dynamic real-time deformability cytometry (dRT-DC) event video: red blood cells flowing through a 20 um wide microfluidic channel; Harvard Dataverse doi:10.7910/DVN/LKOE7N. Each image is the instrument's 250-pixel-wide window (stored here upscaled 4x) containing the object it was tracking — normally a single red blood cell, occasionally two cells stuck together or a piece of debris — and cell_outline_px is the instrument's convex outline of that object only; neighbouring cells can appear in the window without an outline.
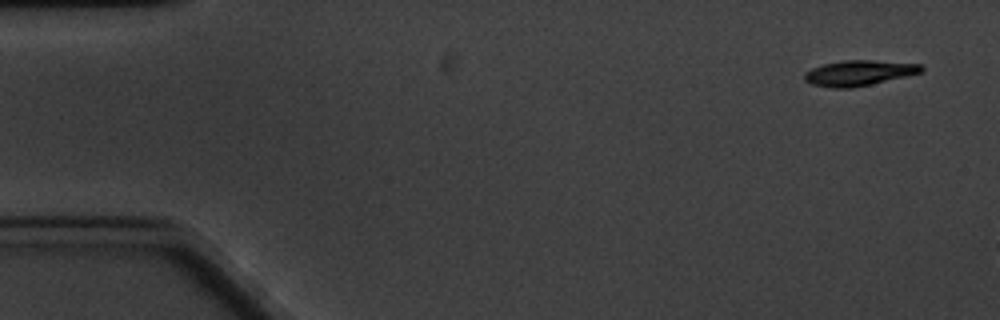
{"species": "common noctule bat (a hibernating species)", "species_latin": "Nyctalus noctula", "temperature_condition": "cold", "stored_images_in_passage": 4, "camera_frame_rate_fps": 3000, "um_per_image_px": 0.085, "animal": {"sex": "male", "body_mass_g": 20.1, "forearm_length_mm": 53.5}, "frame": {"image": 1, "passage_image": 1, "time_ms": 0.0, "image_size_px": [1000, 320], "cell_outline_px": [[924, 68], [920, 72], [908, 76], [872, 84], [852, 88], [832, 88], [812, 84], [804, 80], [804, 72], [812, 68], [824, 64], [844, 60], [872, 60], [920, 64]], "centroid_in_image_um": [72.99, 6.21], "position_along_channel_um": 12.0, "area_um2": 17.28}}